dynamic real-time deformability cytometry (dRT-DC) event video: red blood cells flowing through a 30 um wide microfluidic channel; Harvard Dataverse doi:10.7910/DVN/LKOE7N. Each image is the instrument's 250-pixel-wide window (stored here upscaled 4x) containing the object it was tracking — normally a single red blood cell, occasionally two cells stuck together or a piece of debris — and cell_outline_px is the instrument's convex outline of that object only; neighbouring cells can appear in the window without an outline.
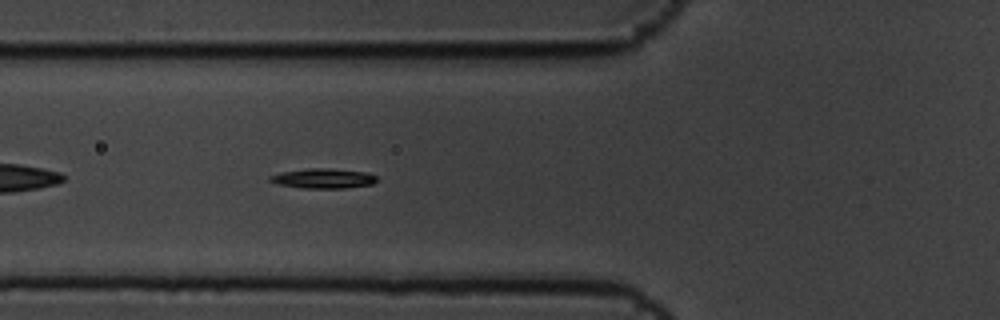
{"species": "common noctule bat (a hibernating species)", "species_latin": "Nyctalus noctula", "temperature_condition": "cold", "stored_images_in_passage": 5, "camera_frame_rate_fps": 3000, "um_per_image_px": 0.085, "animal": {"sex": "male", "body_mass_g": 19.5, "forearm_length_mm": 54.6}, "frame": {"image": 1, "passage_image": 5, "time_ms": 1.333, "image_size_px": [1000, 320], "cell_outline_px": [[376, 180], [372, 184], [344, 188], [304, 188], [276, 184], [268, 180], [268, 176], [280, 172], [308, 168], [328, 168], [368, 172], [376, 176]], "centroid_in_image_um": [27.43, 15.16], "position_along_channel_um": 98.4, "area_um2": 12.43}}